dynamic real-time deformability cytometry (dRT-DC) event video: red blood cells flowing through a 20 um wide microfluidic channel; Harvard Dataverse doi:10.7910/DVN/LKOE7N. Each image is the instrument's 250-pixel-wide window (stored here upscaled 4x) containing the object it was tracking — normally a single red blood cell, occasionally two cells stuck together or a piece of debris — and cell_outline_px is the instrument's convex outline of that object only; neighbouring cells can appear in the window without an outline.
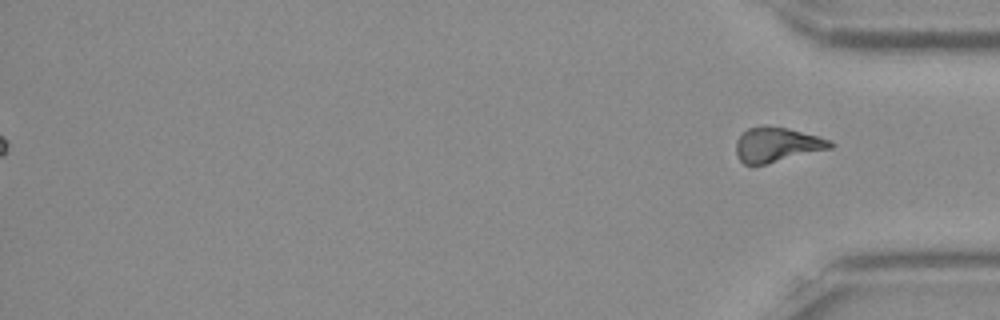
{"species": "Egyptian fruit bat (a non-hibernating species)", "species_latin": "Rousettus aegyptiacus", "temperature_condition": "room temperature", "stored_images_in_passage": 47, "segment_of_instrument_passage": [2, 2], "camera_frame_rate_fps": 3000, "um_per_image_px": 0.085, "frame": {"image": 1, "passage_image": 47, "time_ms": 15.333, "image_size_px": [1000, 320], "cell_outline_px": [[836, 144], [832, 148], [764, 164], [744, 164], [740, 160], [736, 152], [736, 140], [748, 128], [764, 124], [788, 128], [820, 136], [832, 140]], "centroid_in_image_um": [66.07, 12.26], "position_along_channel_um": 369.1, "area_um2": 19.13}}